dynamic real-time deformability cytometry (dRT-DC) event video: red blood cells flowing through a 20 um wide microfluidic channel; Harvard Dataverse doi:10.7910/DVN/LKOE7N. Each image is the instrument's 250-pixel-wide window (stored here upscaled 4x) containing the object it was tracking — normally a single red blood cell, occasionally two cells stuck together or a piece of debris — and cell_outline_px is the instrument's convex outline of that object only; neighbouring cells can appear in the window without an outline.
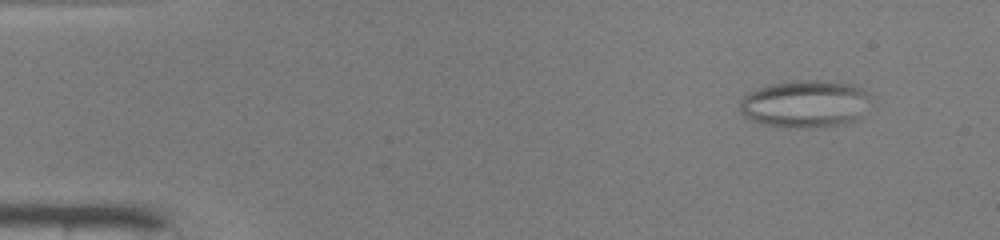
{"species": "common noctule bat (a hibernating species)", "species_latin": "Nyctalus noctula", "temperature_condition": "warm", "stored_images_in_passage": 49, "segment_of_instrument_passage": [1, 2], "camera_frame_rate_fps": 3000, "um_per_image_px": 0.085, "animal": {"sex": "male", "body_mass_g": 19.0, "forearm_length_mm": 50.8}, "frame": {"image": 1, "passage_image": 5, "time_ms": 1.333, "image_size_px": [1000, 240], "cell_outline_px": [[872, 100], [864, 116], [856, 120], [844, 124], [816, 128], [788, 128], [764, 124], [752, 120], [744, 116], [740, 112], [740, 100], [748, 92], [772, 84], [792, 80], [824, 80], [852, 84], [860, 88]], "centroid_in_image_um": [68.47, 8.84], "position_along_channel_um": 16.5, "area_um2": 36.7}}